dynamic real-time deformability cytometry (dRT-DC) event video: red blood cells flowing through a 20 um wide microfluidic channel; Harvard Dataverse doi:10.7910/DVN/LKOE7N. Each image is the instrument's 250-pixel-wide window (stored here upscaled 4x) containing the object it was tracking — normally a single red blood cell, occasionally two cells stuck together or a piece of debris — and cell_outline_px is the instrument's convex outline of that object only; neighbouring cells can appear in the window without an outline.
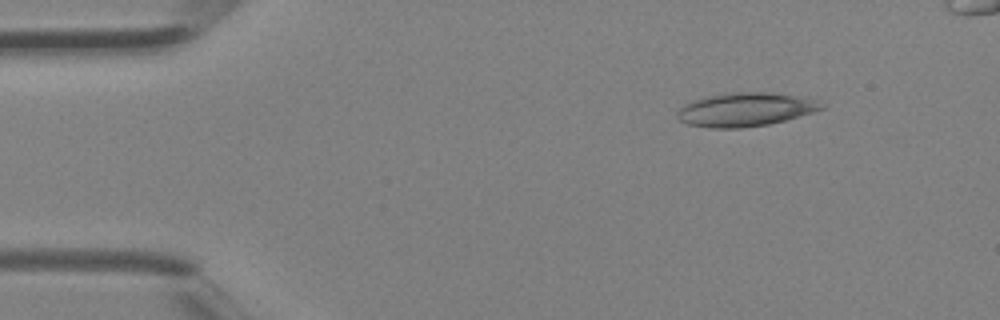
{"species": "Egyptian fruit bat (a non-hibernating species)", "species_latin": "Rousettus aegyptiacus", "temperature_condition": "room temperature", "stored_images_in_passage": 3, "camera_frame_rate_fps": 3000, "um_per_image_px": 0.085, "animal": {"sex": "female"}, "frame": {"image": 1, "passage_image": 3, "time_ms": 0.667, "image_size_px": [1000, 320], "cell_outline_px": [[828, 104], [824, 108], [812, 112], [784, 120], [768, 124], [740, 128], [708, 128], [688, 124], [680, 120], [676, 116], [680, 108], [684, 104], [692, 100], [708, 96], [736, 92], [768, 92], [792, 96]], "centroid_in_image_um": [63.3, 9.32], "position_along_channel_um": 21.7, "area_um2": 27.8}}